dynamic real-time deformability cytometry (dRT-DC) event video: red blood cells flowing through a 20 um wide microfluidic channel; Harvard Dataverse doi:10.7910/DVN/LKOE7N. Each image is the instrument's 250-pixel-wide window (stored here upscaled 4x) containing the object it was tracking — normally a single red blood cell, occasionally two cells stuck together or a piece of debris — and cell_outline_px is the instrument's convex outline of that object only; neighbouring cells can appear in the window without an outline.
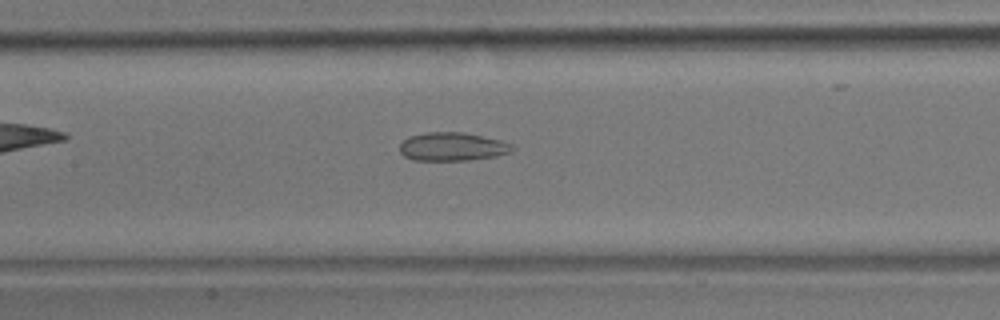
{"species": "common noctule bat (a hibernating species)", "species_latin": "Nyctalus noctula", "temperature_condition": "room temperature", "stored_images_in_passage": 42, "camera_frame_rate_fps": 3000, "um_per_image_px": 0.085, "animal": {"sex": "male", "body_mass_g": 17.9}, "frame": {"image": 1, "passage_image": 15, "time_ms": 4.667, "image_size_px": [1000, 320], "cell_outline_px": [[516, 148], [512, 152], [496, 156], [468, 160], [412, 160], [404, 156], [400, 152], [400, 144], [408, 136], [424, 132], [464, 132], [500, 140], [512, 144]], "centroid_in_image_um": [38.46, 12.46], "position_along_channel_um": 168.9, "area_um2": 18.79}}
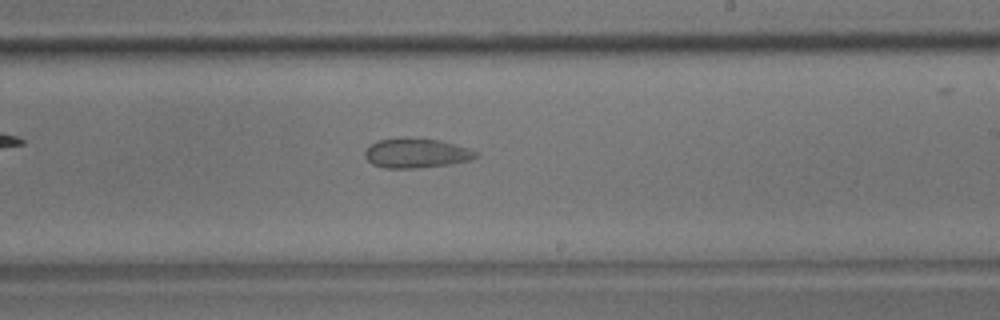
{"frame": {"image": 2, "passage_image": 22, "time_ms": 7.0, "image_size_px": [1000, 320], "cell_outline_px": [[476, 156], [468, 160], [452, 164], [416, 168], [384, 168], [372, 164], [364, 156], [364, 152], [376, 140], [400, 136], [440, 140], [468, 148], [476, 152]], "centroid_in_image_um": [35.32, 13.0], "position_along_channel_um": 253.7, "area_um2": 19.25}}
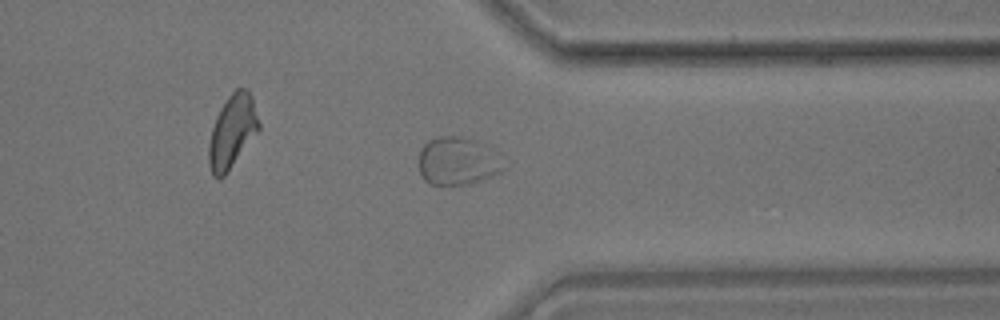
{"frame": {"image": 3, "passage_image": 32, "time_ms": 10.333, "image_size_px": [1000, 320], "cell_outline_px": [[504, 168], [500, 172], [492, 176], [468, 184], [432, 184], [424, 180], [416, 164], [420, 148], [428, 140], [440, 136], [460, 136], [492, 144]], "centroid_in_image_um": [38.88, 13.66], "position_along_channel_um": 372.5, "area_um2": 24.16}}